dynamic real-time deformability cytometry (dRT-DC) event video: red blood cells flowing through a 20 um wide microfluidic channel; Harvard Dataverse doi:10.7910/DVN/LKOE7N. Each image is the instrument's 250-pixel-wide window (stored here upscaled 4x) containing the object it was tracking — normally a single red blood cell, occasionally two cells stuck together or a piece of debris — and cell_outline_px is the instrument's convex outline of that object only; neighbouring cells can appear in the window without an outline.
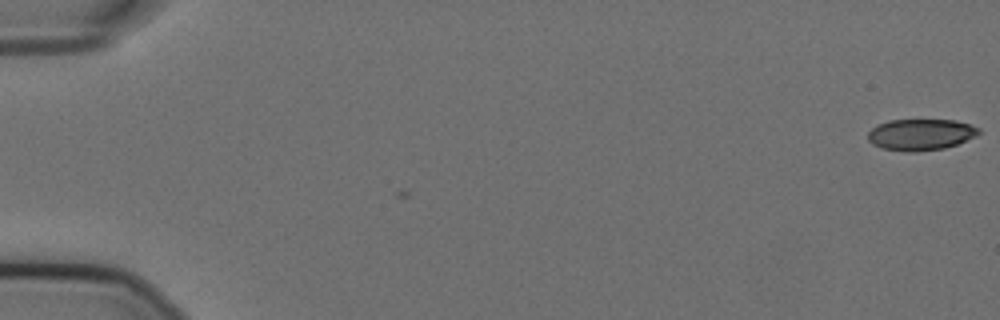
{"species": "Egyptian fruit bat (a non-hibernating species)", "species_latin": "Rousettus aegyptiacus", "temperature_condition": "cold", "stored_images_in_passage": 2, "camera_frame_rate_fps": 3000, "um_per_image_px": 0.085, "animal": {"sex": "female"}, "frame": {"image": 1, "passage_image": 2, "time_ms": 0.333, "image_size_px": [1000, 320], "cell_outline_px": [[980, 132], [976, 136], [956, 144], [944, 148], [916, 152], [908, 152], [880, 148], [872, 144], [868, 140], [868, 132], [876, 124], [888, 120], [956, 120], [980, 128]], "centroid_in_image_um": [78.22, 11.44], "position_along_channel_um": 6.8, "area_um2": 20.35}}